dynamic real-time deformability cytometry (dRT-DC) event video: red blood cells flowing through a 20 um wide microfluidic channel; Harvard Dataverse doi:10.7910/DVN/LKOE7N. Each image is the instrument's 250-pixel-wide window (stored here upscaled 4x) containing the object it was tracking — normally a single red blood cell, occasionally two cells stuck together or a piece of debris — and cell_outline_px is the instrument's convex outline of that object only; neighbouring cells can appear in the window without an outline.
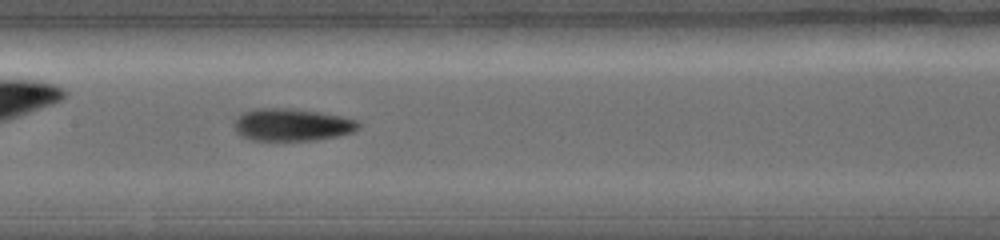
{"species": "common noctule bat (a hibernating species)", "species_latin": "Nyctalus noctula", "temperature_condition": "warm", "stored_images_in_passage": 18, "camera_frame_rate_fps": 5000, "um_per_image_px": 0.085, "animal": {"sex": "female", "body_mass_g": 19.0, "forearm_length_mm": 56.7}, "frame": {"image": 1, "passage_image": 13, "time_ms": 3.8, "image_size_px": [1000, 240], "cell_outline_px": [[360, 124], [352, 132], [336, 136], [316, 140], [252, 140], [240, 136], [236, 132], [232, 120], [240, 112], [256, 108], [292, 108], [320, 112], [340, 116], [356, 120]], "centroid_in_image_um": [24.72, 10.59], "position_along_channel_um": 182.7, "area_um2": 23.64}}
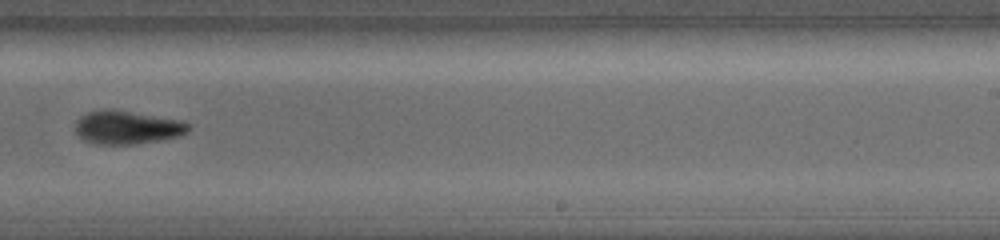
{"frame": {"image": 2, "passage_image": 18, "time_ms": 5.4, "image_size_px": [1000, 240], "cell_outline_px": [[188, 132], [180, 136], [164, 140], [136, 144], [92, 144], [84, 140], [76, 132], [76, 120], [80, 116], [88, 112], [100, 108], [112, 108], [180, 120], [188, 124]], "centroid_in_image_um": [10.78, 10.82], "position_along_channel_um": 278.2, "area_um2": 22.31}}